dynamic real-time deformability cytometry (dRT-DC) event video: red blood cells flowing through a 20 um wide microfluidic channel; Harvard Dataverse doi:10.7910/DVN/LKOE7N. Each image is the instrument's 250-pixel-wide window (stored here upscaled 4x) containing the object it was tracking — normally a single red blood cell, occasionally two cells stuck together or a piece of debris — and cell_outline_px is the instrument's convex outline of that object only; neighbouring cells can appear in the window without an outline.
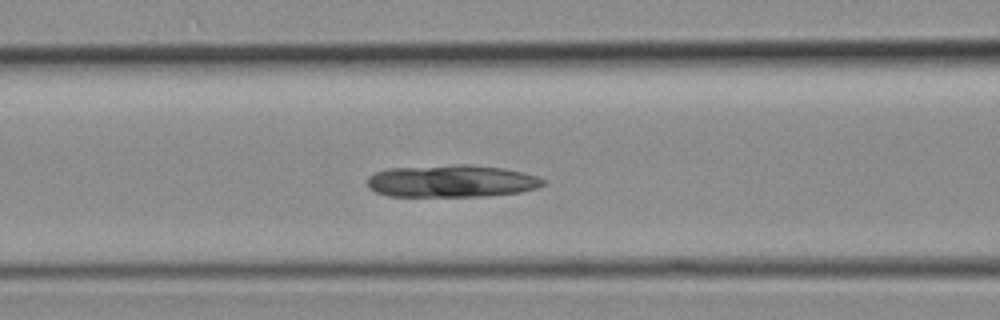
{"species": "common noctule bat (a hibernating species)", "species_latin": "Nyctalus noctula", "temperature_condition": "room temperature", "stored_images_in_passage": 24, "camera_frame_rate_fps": 3000, "um_per_image_px": 0.085, "animal": {"sex": "female", "body_mass_g": 19.3, "forearm_length_mm": 54.1}, "frame": {"image": 1, "passage_image": 4, "time_ms": 1.0, "image_size_px": [1000, 320], "cell_outline_px": [[548, 180], [544, 184], [536, 188], [520, 192], [488, 196], [388, 196], [376, 192], [368, 188], [368, 176], [376, 172], [388, 168], [456, 164], [468, 164], [504, 168], [524, 172]], "centroid_in_image_um": [38.4, 15.39], "position_along_channel_um": 128.2, "area_um2": 33.41}}
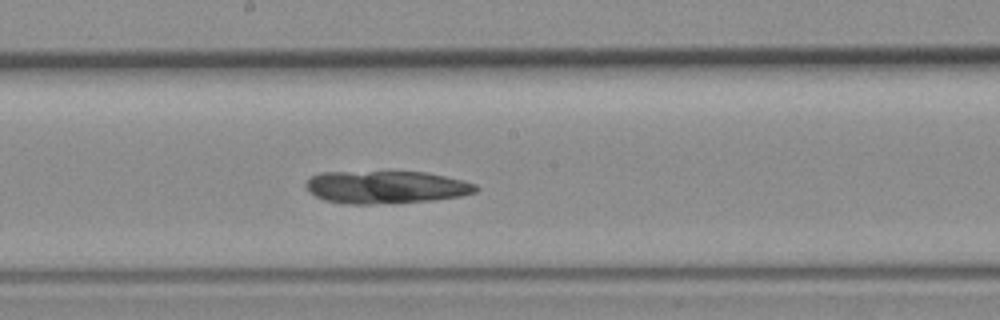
{"frame": {"image": 2, "passage_image": 9, "time_ms": 2.667, "image_size_px": [1000, 320], "cell_outline_px": [[480, 188], [476, 192], [460, 196], [432, 200], [368, 204], [348, 204], [324, 200], [308, 192], [304, 184], [312, 176], [320, 172], [424, 172], [464, 180], [476, 184]], "centroid_in_image_um": [32.8, 15.9], "position_along_channel_um": 215.4, "area_um2": 32.25}}
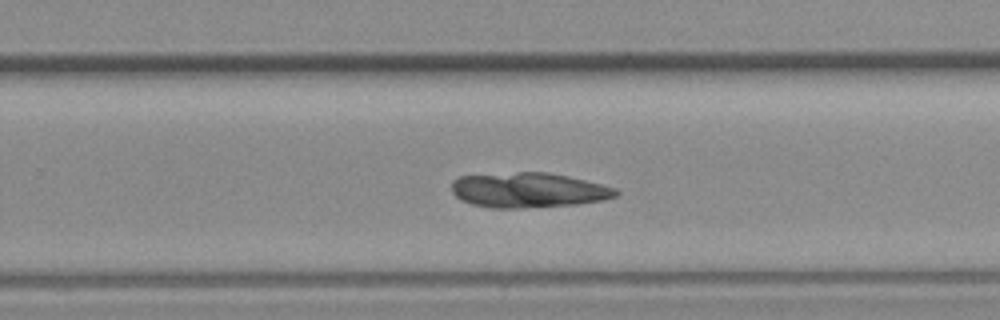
{"frame": {"image": 3, "passage_image": 13, "time_ms": 4.0, "image_size_px": [1000, 320], "cell_outline_px": [[620, 192], [616, 196], [604, 200], [576, 204], [520, 208], [488, 208], [472, 204], [460, 200], [452, 192], [452, 180], [460, 176], [516, 172], [548, 172], [568, 176], [616, 188]], "centroid_in_image_um": [44.89, 16.16], "position_along_channel_um": 284.9, "area_um2": 33.52}}